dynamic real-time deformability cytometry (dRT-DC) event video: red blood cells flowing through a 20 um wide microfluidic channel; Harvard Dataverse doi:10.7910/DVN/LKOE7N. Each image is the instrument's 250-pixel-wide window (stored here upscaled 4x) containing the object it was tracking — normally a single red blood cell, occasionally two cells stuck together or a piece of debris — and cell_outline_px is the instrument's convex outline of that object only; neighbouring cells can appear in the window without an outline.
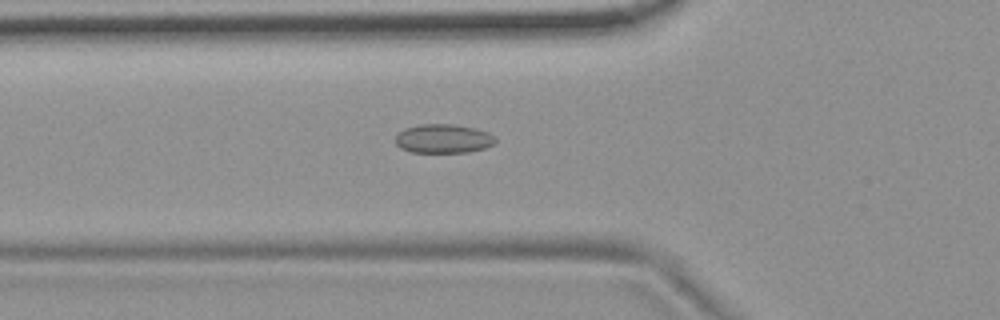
{"species": "common noctule bat (a hibernating species)", "species_latin": "Nyctalus noctula", "temperature_condition": "room temperature", "stored_images_in_passage": 54, "camera_frame_rate_fps": 3000, "um_per_image_px": 0.085, "animal": {"sex": "female", "body_mass_g": 19.9}, "frame": {"image": 1, "passage_image": 19, "time_ms": 6.0, "image_size_px": [1000, 320], "cell_outline_px": [[496, 140], [492, 144], [484, 148], [468, 152], [412, 152], [400, 148], [396, 144], [396, 136], [404, 128], [420, 124], [456, 124], [476, 128], [488, 132], [496, 136]], "centroid_in_image_um": [37.69, 11.77], "position_along_channel_um": 88.1, "area_um2": 16.94}}
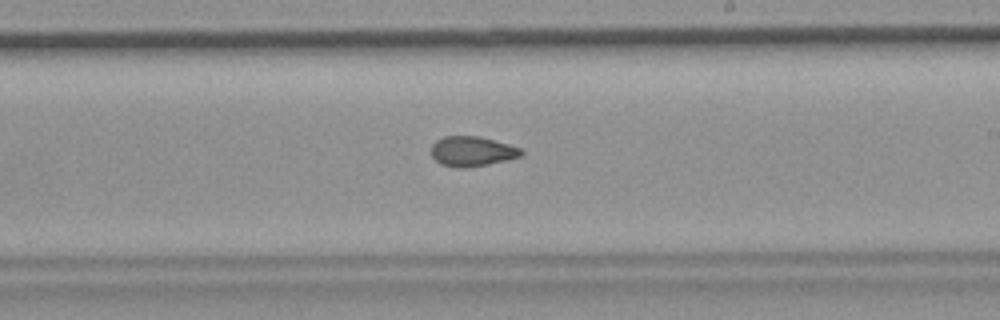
{"frame": {"image": 2, "passage_image": 32, "time_ms": 10.333, "image_size_px": [1000, 320], "cell_outline_px": [[524, 152], [520, 156], [508, 160], [488, 164], [464, 168], [456, 168], [440, 164], [432, 156], [432, 144], [436, 140], [444, 136], [480, 136], [508, 144], [520, 148]], "centroid_in_image_um": [40.12, 12.86], "position_along_channel_um": 248.9, "area_um2": 15.72}}
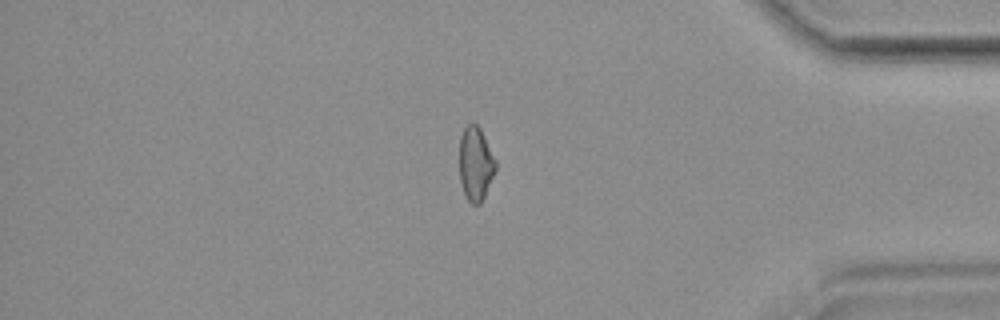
{"frame": {"image": 3, "passage_image": 46, "time_ms": 15.0, "image_size_px": [1000, 320], "cell_outline_px": [[496, 168], [484, 196], [480, 204], [472, 204], [468, 200], [464, 192], [460, 180], [460, 136], [464, 128], [468, 124], [476, 124], [480, 128], [496, 160]], "centroid_in_image_um": [40.42, 13.91], "position_along_channel_um": 394.8, "area_um2": 15.32}, "authors_computed_cell_mechanics": {"area_um2": 16.2418, "velocity_mm_per_s": 3.7142, "shape_relaxation_time_tau1_ms": null, "shape_relaxation_time_tau2_ms": 2.3622, "deformation_change_tau1": null, "deformation_change_tau2": 0.0694}}